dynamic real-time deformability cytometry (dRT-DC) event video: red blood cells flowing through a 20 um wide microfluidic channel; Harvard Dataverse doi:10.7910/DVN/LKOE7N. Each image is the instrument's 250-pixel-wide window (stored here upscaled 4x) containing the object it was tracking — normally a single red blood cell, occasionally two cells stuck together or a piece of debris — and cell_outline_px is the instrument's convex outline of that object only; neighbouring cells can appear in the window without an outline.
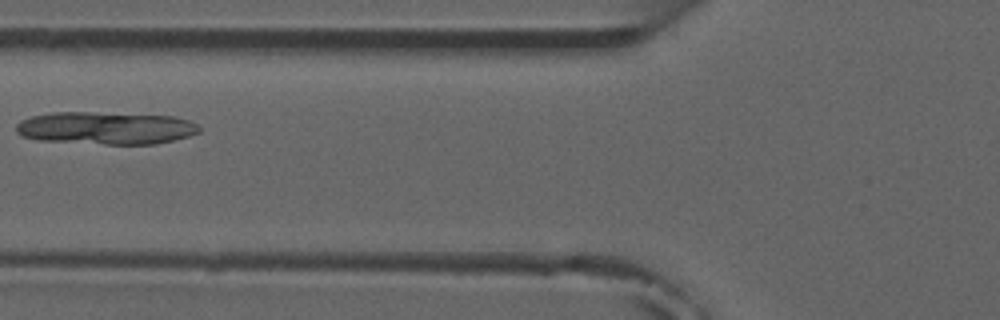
{"species": "common noctule bat (a hibernating species)", "species_latin": "Nyctalus noctula", "temperature_condition": "room temperature", "stored_images_in_passage": 3, "camera_frame_rate_fps": 3000, "um_per_image_px": 0.085, "animal": {"sex": "male", "forearm_length_mm": 52.5}, "frame": {"image": 1, "passage_image": 2, "time_ms": 1.333, "image_size_px": [1000, 320], "cell_outline_px": [[200, 132], [188, 136], [156, 144], [104, 144], [40, 140], [24, 136], [16, 132], [16, 124], [20, 120], [32, 116], [52, 112], [92, 112], [172, 116], [188, 120], [196, 124], [200, 128]], "centroid_in_image_um": [8.98, 10.88], "position_along_channel_um": 116.8, "area_um2": 34.62}}
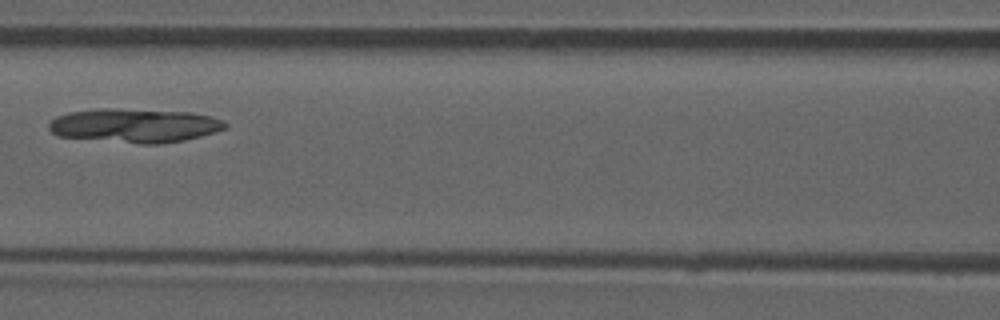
{"frame": {"image": 2, "passage_image": 3, "time_ms": 2.333, "image_size_px": [1000, 320], "cell_outline_px": [[228, 128], [200, 136], [184, 140], [160, 144], [140, 144], [56, 136], [48, 128], [48, 124], [56, 116], [68, 112], [96, 108], [120, 108], [192, 112], [212, 116], [224, 120], [228, 124]], "centroid_in_image_um": [11.45, 10.66], "position_along_channel_um": 155.2, "area_um2": 35.43}}